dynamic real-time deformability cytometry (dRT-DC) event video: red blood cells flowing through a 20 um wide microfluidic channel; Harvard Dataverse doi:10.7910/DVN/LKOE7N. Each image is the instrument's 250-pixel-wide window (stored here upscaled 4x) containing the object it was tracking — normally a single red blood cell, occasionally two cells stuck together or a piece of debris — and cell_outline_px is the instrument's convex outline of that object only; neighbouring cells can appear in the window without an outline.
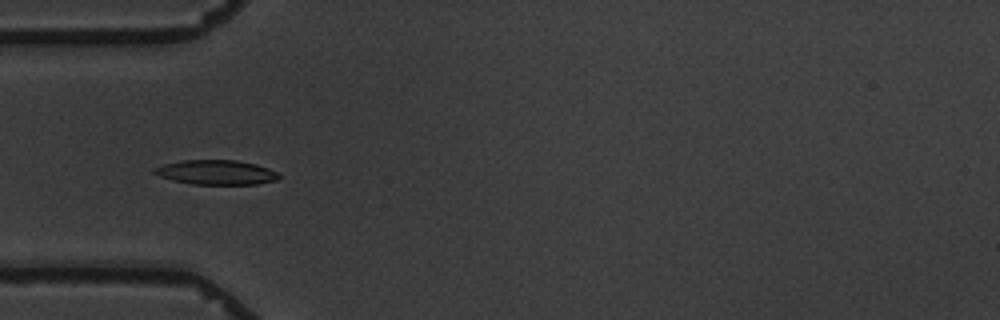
{"species": "common noctule bat (a hibernating species)", "species_latin": "Nyctalus noctula", "temperature_condition": "warm", "stored_images_in_passage": 8, "camera_frame_rate_fps": 3000, "um_per_image_px": 0.085, "animal": {"sex": "male", "body_mass_g": 19.5, "forearm_length_mm": 54.6}, "frame": {"image": 1, "passage_image": 5, "time_ms": 5.333, "image_size_px": [1000, 320], "cell_outline_px": [[280, 176], [276, 180], [256, 184], [192, 184], [172, 180], [160, 176], [152, 172], [152, 168], [164, 164], [180, 160], [236, 160], [256, 164], [268, 168], [276, 172]], "centroid_in_image_um": [18.34, 14.64], "position_along_channel_um": 66.7, "area_um2": 17.8}}
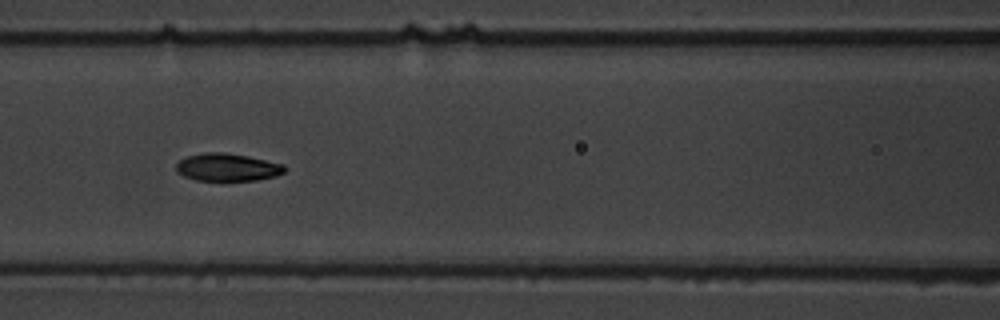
{"frame": {"image": 2, "passage_image": 7, "time_ms": 7.667, "image_size_px": [1000, 320], "cell_outline_px": [[284, 172], [276, 176], [256, 180], [196, 180], [184, 176], [176, 172], [176, 164], [180, 160], [188, 156], [204, 152], [224, 152], [248, 156], [284, 164]], "centroid_in_image_um": [19.31, 14.21], "position_along_channel_um": 147.3, "area_um2": 17.4}}
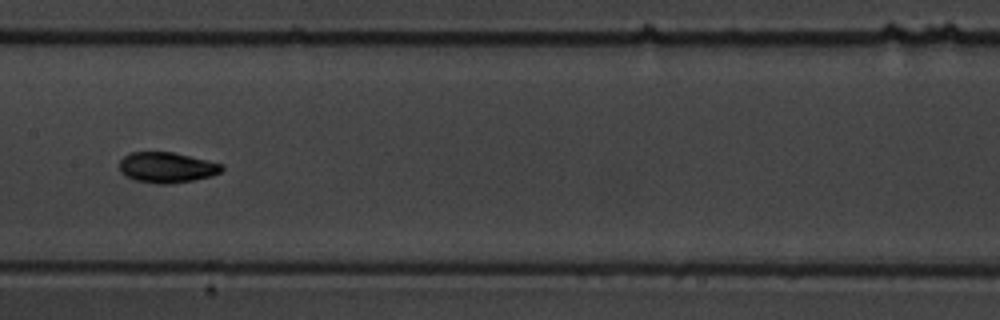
{"frame": {"image": 3, "passage_image": 8, "time_ms": 9.0, "image_size_px": [1000, 320], "cell_outline_px": [[224, 168], [220, 172], [212, 176], [172, 184], [160, 184], [132, 180], [120, 172], [120, 160], [124, 156], [132, 152], [172, 152], [224, 164]], "centroid_in_image_um": [14.17, 14.24], "position_along_channel_um": 193.2, "area_um2": 18.26}}